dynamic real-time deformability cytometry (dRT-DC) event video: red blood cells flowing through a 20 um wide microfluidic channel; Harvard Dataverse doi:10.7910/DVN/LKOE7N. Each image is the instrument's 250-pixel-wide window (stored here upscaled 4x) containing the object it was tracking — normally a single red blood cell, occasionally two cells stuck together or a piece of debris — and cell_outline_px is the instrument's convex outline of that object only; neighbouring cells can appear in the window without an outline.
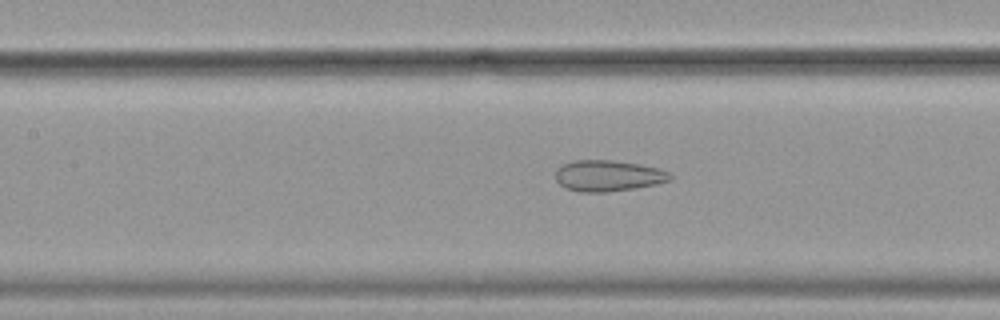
{"species": "common noctule bat (a hibernating species)", "species_latin": "Nyctalus noctula", "temperature_condition": "cold", "stored_images_in_passage": 53, "camera_frame_rate_fps": 3000, "um_per_image_px": 0.085, "animal": {"sex": "female", "body_mass_g": 19.9}, "frame": {"image": 1, "passage_image": 22, "time_ms": 7.0, "image_size_px": [1000, 320], "cell_outline_px": [[672, 180], [656, 184], [636, 188], [608, 192], [580, 192], [564, 188], [556, 180], [556, 168], [560, 164], [572, 160], [612, 160], [640, 164], [660, 168], [668, 172], [672, 176]], "centroid_in_image_um": [51.67, 14.93], "position_along_channel_um": 155.7, "area_um2": 21.1}}
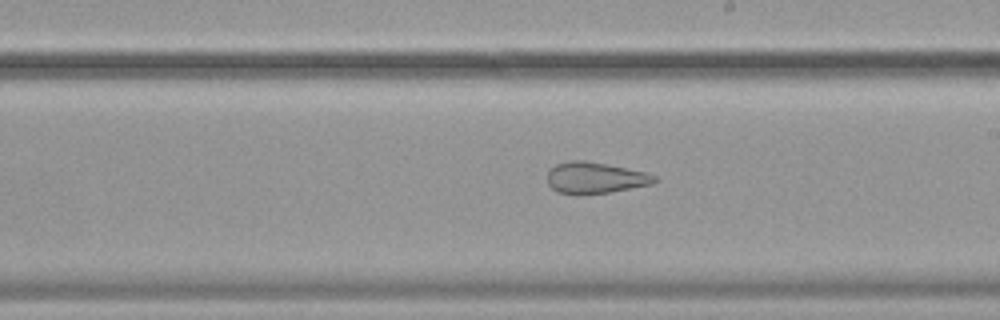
{"frame": {"image": 2, "passage_image": 29, "time_ms": 9.333, "image_size_px": [1000, 320], "cell_outline_px": [[660, 180], [652, 184], [608, 192], [580, 196], [556, 192], [548, 184], [548, 168], [556, 164], [572, 160], [584, 160], [648, 172], [656, 176]], "centroid_in_image_um": [50.57, 15.13], "position_along_channel_um": 238.4, "area_um2": 19.88}}
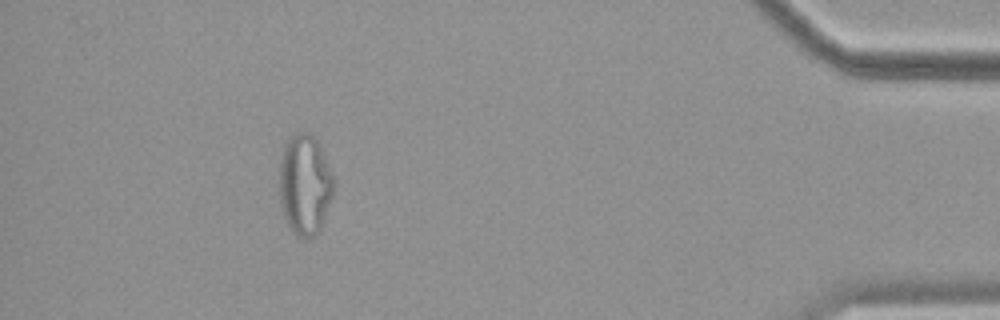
{"frame": {"image": 3, "passage_image": 48, "time_ms": 15.667, "image_size_px": [1000, 320], "cell_outline_px": [[336, 184], [332, 196], [320, 228], [316, 236], [308, 240], [304, 240], [288, 224], [284, 216], [280, 204], [280, 160], [288, 136], [296, 132], [308, 132], [320, 144], [336, 180]], "centroid_in_image_um": [25.94, 15.67], "position_along_channel_um": 409.3, "area_um2": 32.08}, "authors_computed_cell_mechanics": {"area_um2": 28.322, "velocity_mm_per_s": 3.5643, "shape_relaxation_time_tau1_ms": null, "shape_relaxation_time_tau2_ms": 2.4344, "deformation_change_tau1": null, "deformation_change_tau2": 0.1053}}